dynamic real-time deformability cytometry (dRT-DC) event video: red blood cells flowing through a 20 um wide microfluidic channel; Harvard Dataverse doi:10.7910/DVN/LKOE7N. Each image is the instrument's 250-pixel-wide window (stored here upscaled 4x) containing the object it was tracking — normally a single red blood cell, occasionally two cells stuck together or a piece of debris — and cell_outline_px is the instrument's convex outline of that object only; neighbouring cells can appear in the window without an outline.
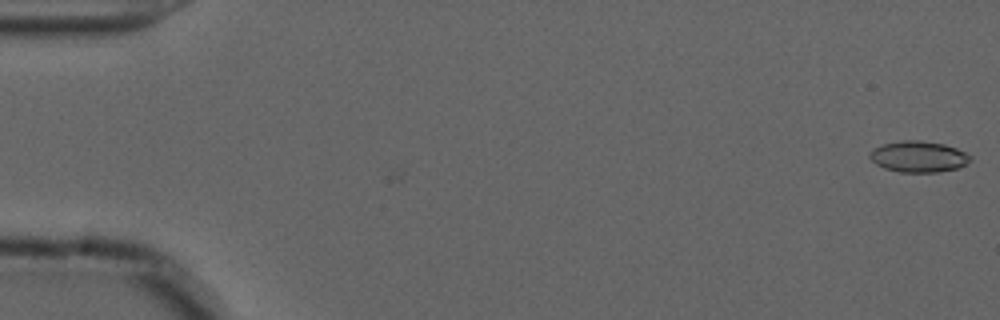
{"species": "common noctule bat (a hibernating species)", "species_latin": "Nyctalus noctula", "temperature_condition": "cold", "stored_images_in_passage": 51, "camera_frame_rate_fps": 3000, "um_per_image_px": 0.085, "animal": {"sex": "male", "forearm_length_mm": 52.5}, "frame": {"image": 1, "passage_image": 1, "time_ms": 0.0, "image_size_px": [1000, 320], "cell_outline_px": [[972, 160], [956, 168], [936, 172], [900, 172], [884, 168], [876, 164], [868, 156], [872, 148], [884, 144], [904, 140], [920, 140], [944, 144], [956, 148], [972, 156]], "centroid_in_image_um": [78.05, 13.31], "position_along_channel_um": 6.9, "area_um2": 18.15}}
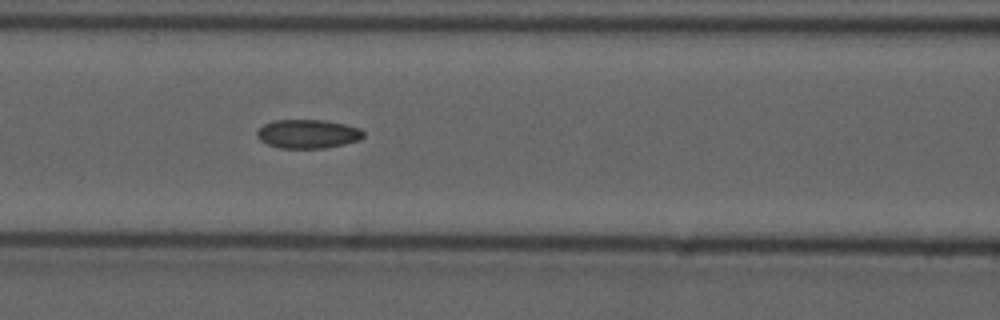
{"frame": {"image": 2, "passage_image": 24, "time_ms": 7.667, "image_size_px": [1000, 320], "cell_outline_px": [[364, 136], [360, 140], [344, 144], [324, 148], [280, 148], [268, 144], [260, 140], [256, 136], [256, 132], [264, 124], [276, 120], [324, 120], [344, 124], [360, 128], [364, 132]], "centroid_in_image_um": [26.17, 11.38], "position_along_channel_um": 140.4, "area_um2": 17.86}}
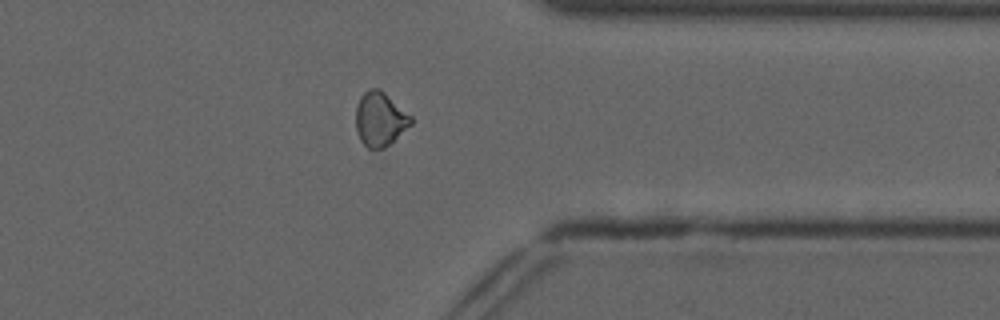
{"frame": {"image": 3, "passage_image": 44, "time_ms": 14.333, "image_size_px": [1000, 320], "cell_outline_px": [[412, 124], [384, 148], [368, 148], [360, 140], [356, 128], [356, 108], [360, 96], [368, 88], [380, 88], [412, 116]], "centroid_in_image_um": [32.3, 10.1], "position_along_channel_um": 379.1, "area_um2": 17.34}, "authors_computed_cell_mechanics": {"area_um2": 17.6868, "velocity_mm_per_s": 3.6883, "shape_relaxation_time_tau1_ms": null, "shape_relaxation_time_tau2_ms": 5.4734, "deformation_change_tau1": null, "deformation_change_tau2": 0.0886}}